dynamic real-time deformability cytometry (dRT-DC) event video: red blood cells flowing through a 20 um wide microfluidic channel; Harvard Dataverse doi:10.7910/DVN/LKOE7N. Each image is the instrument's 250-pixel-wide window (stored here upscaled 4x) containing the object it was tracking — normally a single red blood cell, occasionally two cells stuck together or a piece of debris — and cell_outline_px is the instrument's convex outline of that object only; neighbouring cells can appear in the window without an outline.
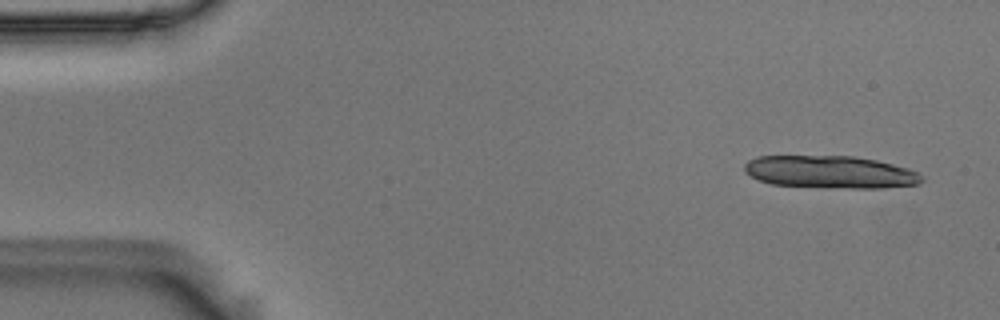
{"species": "Egyptian fruit bat (a non-hibernating species)", "species_latin": "Rousettus aegyptiacus", "temperature_condition": "room temperature", "stored_images_in_passage": 14, "camera_frame_rate_fps": 3000, "um_per_image_px": 0.085, "animal": {"sex": "male"}, "frame": {"image": 1, "passage_image": 3, "time_ms": 0.667, "image_size_px": [1000, 320], "cell_outline_px": [[924, 180], [920, 184], [884, 188], [828, 188], [772, 184], [760, 180], [744, 172], [744, 164], [748, 160], [756, 156], [852, 156], [876, 160], [908, 168], [924, 176]], "centroid_in_image_um": [70.59, 14.63], "position_along_channel_um": 14.4, "area_um2": 33.87}}